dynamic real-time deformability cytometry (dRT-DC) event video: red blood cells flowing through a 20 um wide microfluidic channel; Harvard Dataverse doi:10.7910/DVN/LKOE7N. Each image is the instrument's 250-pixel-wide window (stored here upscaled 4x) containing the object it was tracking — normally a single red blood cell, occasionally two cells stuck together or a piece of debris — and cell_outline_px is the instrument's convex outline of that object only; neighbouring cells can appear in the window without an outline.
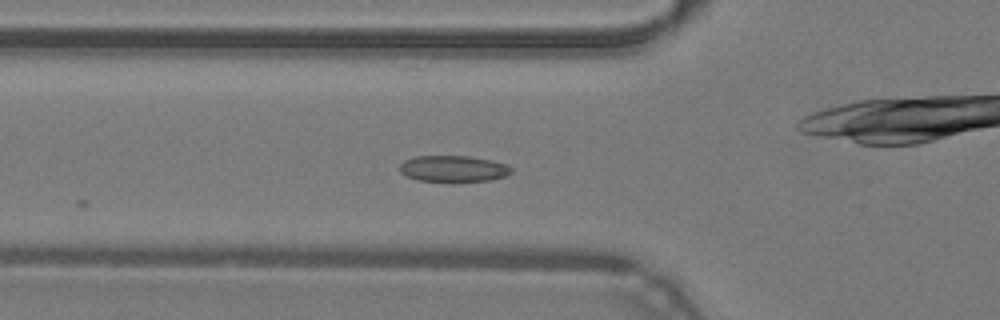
{"species": "common noctule bat (a hibernating species)", "species_latin": "Nyctalus noctula", "temperature_condition": "warm", "stored_images_in_passage": 25, "camera_frame_rate_fps": 3000, "um_per_image_px": 0.085, "animal": {"sex": "male", "body_mass_g": 19.2, "forearm_length_mm": 51.8}, "frame": {"image": 1, "passage_image": 18, "time_ms": 5.667, "image_size_px": [1000, 320], "cell_outline_px": [[512, 172], [504, 176], [492, 180], [416, 180], [404, 176], [400, 172], [400, 164], [404, 160], [416, 156], [468, 156], [492, 160], [508, 164], [512, 168]], "centroid_in_image_um": [38.52, 14.31], "position_along_channel_um": 87.3, "area_um2": 16.88}}
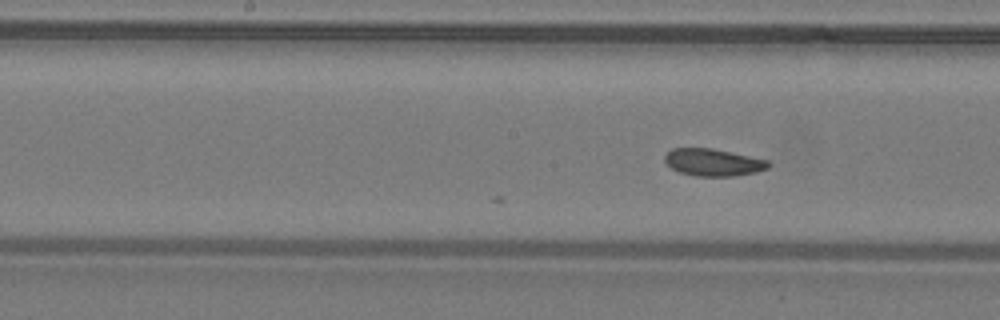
{"frame": {"image": 2, "passage_image": 25, "time_ms": 8.0, "image_size_px": [1000, 320], "cell_outline_px": [[772, 164], [768, 168], [756, 172], [732, 176], [696, 176], [680, 172], [672, 168], [664, 160], [664, 156], [672, 148], [712, 148], [768, 160]], "centroid_in_image_um": [60.63, 13.8], "position_along_channel_um": 187.6, "area_um2": 16.36}}